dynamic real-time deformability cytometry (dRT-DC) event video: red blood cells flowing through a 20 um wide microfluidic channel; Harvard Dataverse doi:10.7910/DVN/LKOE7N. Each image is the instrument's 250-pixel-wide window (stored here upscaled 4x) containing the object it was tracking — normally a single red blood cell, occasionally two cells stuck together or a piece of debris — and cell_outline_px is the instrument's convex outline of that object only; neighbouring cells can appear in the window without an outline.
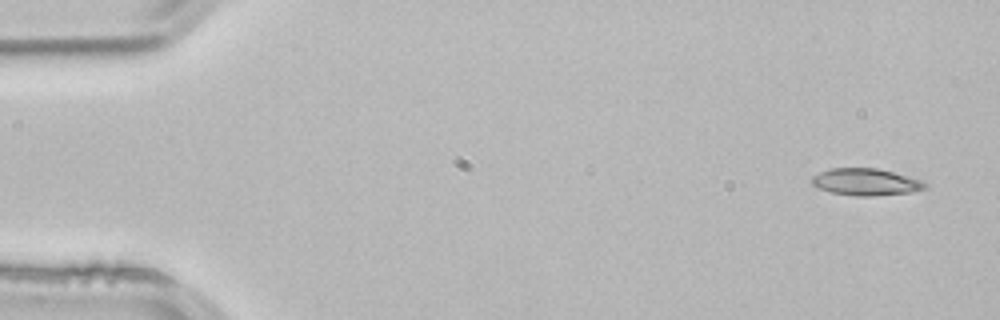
{"species": "common noctule bat (a hibernating species)", "species_latin": "Nyctalus noctula", "temperature_condition": "room temperature", "stored_images_in_passage": 5, "segment_of_instrument_passage": [2, 2], "camera_frame_rate_fps": 3000, "um_per_image_px": 0.085, "animal": {"sex": "male", "body_mass_g": 21.5, "forearm_length_mm": 52.0}, "frame": {"image": 1, "passage_image": 5, "time_ms": 1.333, "image_size_px": [1000, 320], "cell_outline_px": [[928, 188], [912, 192], [872, 196], [856, 196], [832, 192], [816, 188], [812, 184], [812, 176], [820, 172], [832, 168], [876, 168], [908, 176], [920, 180], [928, 184]], "centroid_in_image_um": [73.6, 15.47], "position_along_channel_um": 11.4, "area_um2": 17.74}}